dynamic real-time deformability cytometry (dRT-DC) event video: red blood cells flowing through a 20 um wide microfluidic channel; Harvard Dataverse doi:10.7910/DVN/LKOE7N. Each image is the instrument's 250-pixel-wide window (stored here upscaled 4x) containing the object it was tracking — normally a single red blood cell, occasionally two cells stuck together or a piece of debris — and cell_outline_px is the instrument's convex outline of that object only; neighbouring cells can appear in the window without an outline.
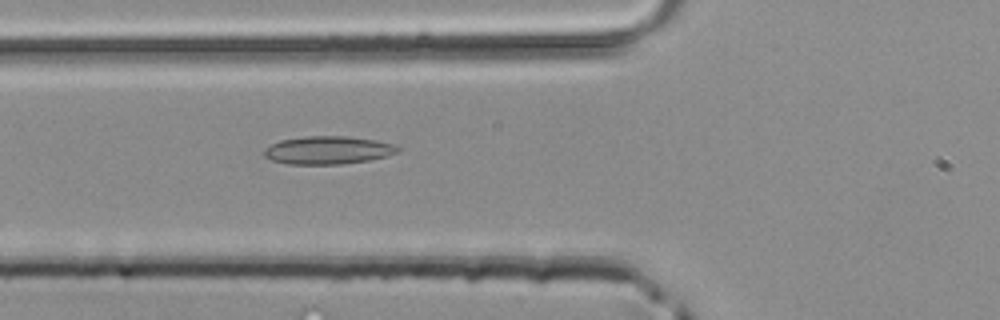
{"species": "common noctule bat (a hibernating species)", "species_latin": "Nyctalus noctula", "temperature_condition": "room temperature", "stored_images_in_passage": 32, "camera_frame_rate_fps": 3000, "um_per_image_px": 0.085, "animal": {"sex": "male", "body_mass_g": 20.4}, "frame": {"image": 1, "passage_image": 4, "time_ms": 1.0, "image_size_px": [1000, 320], "cell_outline_px": [[404, 148], [388, 156], [368, 160], [340, 164], [288, 164], [272, 160], [264, 156], [264, 148], [280, 140], [304, 136], [344, 136], [372, 140], [396, 144]], "centroid_in_image_um": [27.89, 12.76], "position_along_channel_um": 97.9, "area_um2": 21.79}}
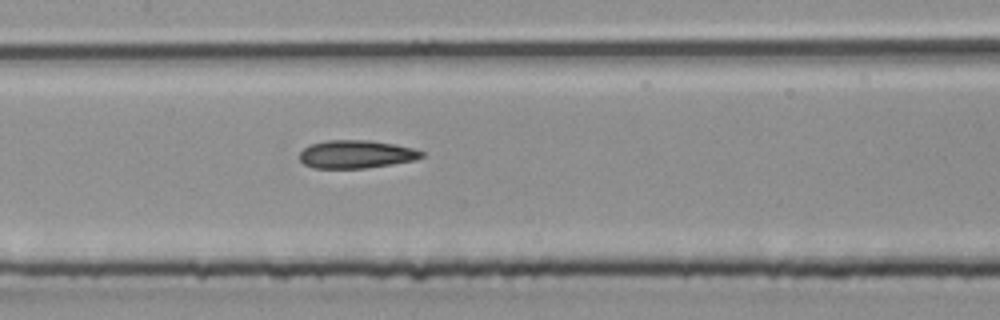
{"frame": {"image": 2, "passage_image": 9, "time_ms": 2.667, "image_size_px": [1000, 320], "cell_outline_px": [[424, 156], [416, 160], [392, 164], [364, 168], [312, 168], [304, 164], [300, 160], [300, 152], [304, 148], [312, 144], [328, 140], [368, 140], [392, 144], [412, 148], [424, 152]], "centroid_in_image_um": [30.27, 13.12], "position_along_channel_um": 177.1, "area_um2": 19.83}}
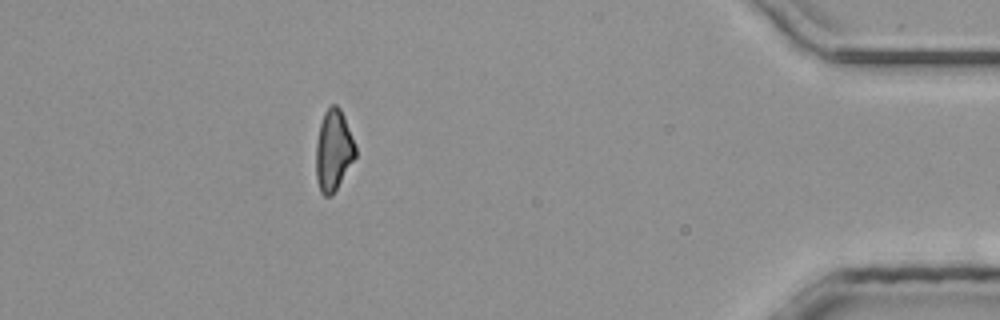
{"frame": {"image": 3, "passage_image": 27, "time_ms": 8.667, "image_size_px": [1000, 320], "cell_outline_px": [[356, 156], [332, 196], [324, 196], [320, 192], [316, 180], [316, 144], [320, 124], [324, 112], [332, 104], [336, 104], [340, 108], [344, 116], [356, 144]], "centroid_in_image_um": [28.35, 12.79], "position_along_channel_um": 406.9, "area_um2": 18.73}}